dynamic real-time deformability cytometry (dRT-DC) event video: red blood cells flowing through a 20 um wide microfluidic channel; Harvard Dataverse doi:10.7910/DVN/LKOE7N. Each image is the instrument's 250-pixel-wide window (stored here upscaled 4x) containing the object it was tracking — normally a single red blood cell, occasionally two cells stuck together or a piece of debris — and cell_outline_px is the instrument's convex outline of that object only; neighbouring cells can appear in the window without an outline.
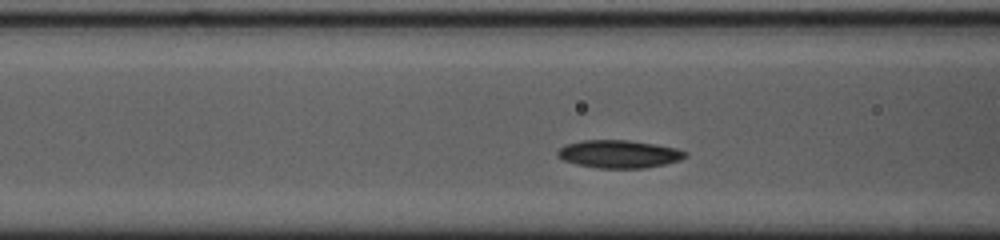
{"species": "common noctule bat (a hibernating species)", "species_latin": "Nyctalus noctula", "temperature_condition": "cold", "stored_images_in_passage": 34, "camera_frame_rate_fps": 3000, "um_per_image_px": 0.085, "animal": {"sex": "female", "body_mass_g": 23.0, "forearm_length_mm": 53.4}, "frame": {"image": 1, "passage_image": 10, "time_ms": 3.0, "image_size_px": [1000, 240], "cell_outline_px": [[688, 156], [680, 160], [664, 164], [644, 168], [596, 168], [576, 164], [564, 160], [556, 156], [556, 152], [564, 144], [580, 140], [628, 140], [656, 144], [676, 148], [688, 152]], "centroid_in_image_um": [52.6, 13.09], "position_along_channel_um": 114.0, "area_um2": 20.92}}
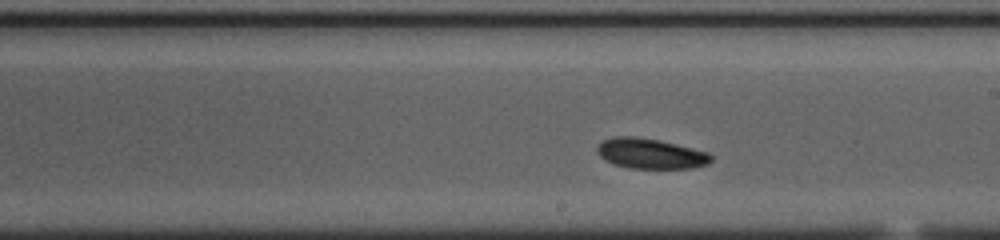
{"frame": {"image": 2, "passage_image": 20, "time_ms": 6.333, "image_size_px": [1000, 240], "cell_outline_px": [[712, 160], [708, 164], [692, 168], [628, 168], [604, 160], [596, 152], [596, 148], [604, 140], [616, 136], [636, 136], [676, 144], [712, 152]], "centroid_in_image_um": [55.33, 13.06], "position_along_channel_um": 233.7, "area_um2": 20.11}}
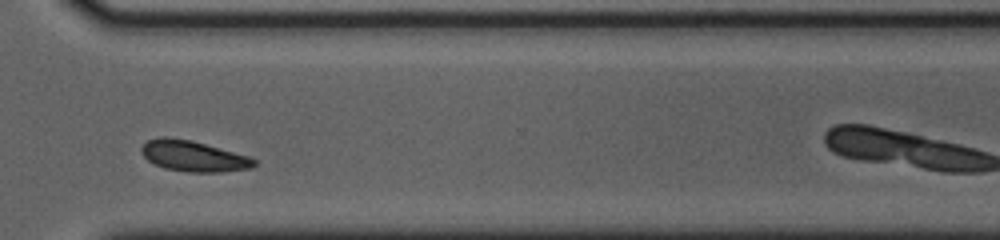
{"frame": {"image": 3, "passage_image": 30, "time_ms": 9.667, "image_size_px": [1000, 240], "cell_outline_px": [[256, 164], [252, 168], [220, 172], [188, 172], [164, 168], [148, 160], [140, 152], [140, 148], [148, 140], [160, 136], [168, 136], [192, 140], [248, 156], [256, 160]], "centroid_in_image_um": [16.42, 13.26], "position_along_channel_um": 354.2, "area_um2": 20.23}, "authors_computed_cell_mechanics": {"area_um2": 20.0855, "velocity_mm_per_s": 3.603, "shape_relaxation_time_tau1_ms": 3.2444, "shape_relaxation_time_tau2_ms": null, "deformation_change_tau1": 0.0792, "deformation_change_tau2": null}}